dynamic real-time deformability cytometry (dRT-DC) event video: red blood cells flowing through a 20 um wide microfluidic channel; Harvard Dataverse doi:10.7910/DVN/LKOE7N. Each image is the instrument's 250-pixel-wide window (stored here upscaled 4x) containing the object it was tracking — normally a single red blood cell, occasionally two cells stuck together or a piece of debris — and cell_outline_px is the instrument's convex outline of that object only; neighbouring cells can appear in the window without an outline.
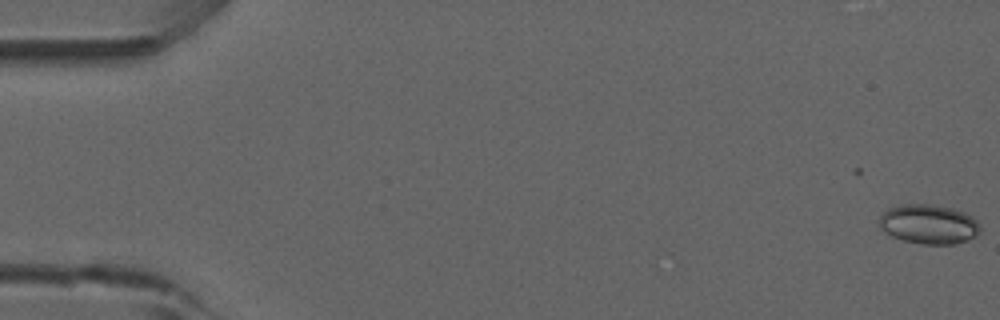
{"species": "common noctule bat (a hibernating species)", "species_latin": "Nyctalus noctula", "temperature_condition": "room temperature", "stored_images_in_passage": 6, "camera_frame_rate_fps": 3000, "um_per_image_px": 0.085, "animal": {"sex": "male", "forearm_length_mm": 52.5}, "frame": {"image": 1, "passage_image": 1, "time_ms": 0.0, "image_size_px": [1000, 320], "cell_outline_px": [[980, 232], [976, 236], [968, 240], [956, 244], [920, 244], [904, 240], [892, 236], [884, 232], [880, 228], [880, 216], [888, 208], [904, 204], [928, 204], [952, 208], [964, 212], [972, 216], [980, 224]], "centroid_in_image_um": [78.96, 19.06], "position_along_channel_um": 6.0, "area_um2": 23.29}}